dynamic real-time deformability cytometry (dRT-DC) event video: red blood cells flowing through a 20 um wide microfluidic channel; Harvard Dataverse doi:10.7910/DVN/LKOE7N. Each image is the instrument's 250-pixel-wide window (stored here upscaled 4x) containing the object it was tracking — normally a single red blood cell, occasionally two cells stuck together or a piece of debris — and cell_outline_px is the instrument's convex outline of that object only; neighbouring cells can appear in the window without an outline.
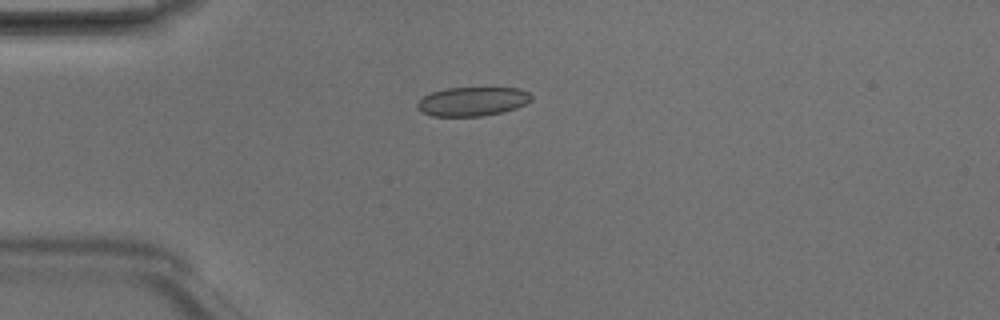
{"species": "Egyptian fruit bat (a non-hibernating species)", "species_latin": "Rousettus aegyptiacus", "temperature_condition": "room temperature", "stored_images_in_passage": 1, "camera_frame_rate_fps": 3000, "um_per_image_px": 0.085, "animal": {"sex": "male"}, "frame": {"image": 1, "passage_image": 1, "time_ms": 0.0, "image_size_px": [1000, 320], "cell_outline_px": [[532, 100], [516, 108], [504, 112], [484, 116], [432, 116], [420, 112], [416, 108], [416, 104], [424, 96], [432, 92], [444, 88], [520, 88], [528, 92], [532, 96]], "centroid_in_image_um": [40.14, 8.63], "position_along_channel_um": 44.9, "area_um2": 19.42}}